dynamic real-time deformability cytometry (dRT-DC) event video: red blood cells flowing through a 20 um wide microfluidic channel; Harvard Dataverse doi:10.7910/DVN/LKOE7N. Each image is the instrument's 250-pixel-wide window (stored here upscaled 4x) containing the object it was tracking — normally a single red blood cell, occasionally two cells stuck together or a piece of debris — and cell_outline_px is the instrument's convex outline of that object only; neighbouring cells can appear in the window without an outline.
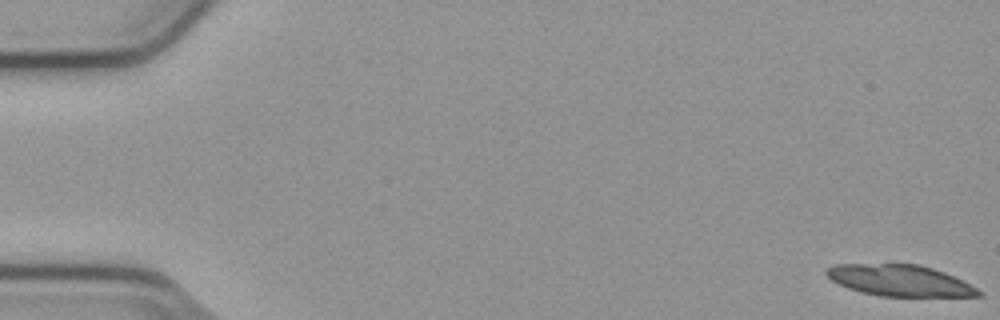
{"species": "common noctule bat (a hibernating species)", "species_latin": "Nyctalus noctula", "temperature_condition": "cold", "stored_images_in_passage": 24, "camera_frame_rate_fps": 3000, "um_per_image_px": 0.085, "animal": {"sex": "male", "body_mass_g": 23.1, "forearm_length_mm": 52.7}, "frame": {"image": 1, "passage_image": 1, "time_ms": 0.0, "image_size_px": [1000, 320], "cell_outline_px": [[984, 296], [880, 296], [860, 292], [848, 288], [832, 280], [824, 272], [828, 268], [836, 264], [892, 260], [920, 264], [944, 272], [984, 292]], "centroid_in_image_um": [76.42, 23.78], "position_along_channel_um": 8.6, "area_um2": 28.67}}